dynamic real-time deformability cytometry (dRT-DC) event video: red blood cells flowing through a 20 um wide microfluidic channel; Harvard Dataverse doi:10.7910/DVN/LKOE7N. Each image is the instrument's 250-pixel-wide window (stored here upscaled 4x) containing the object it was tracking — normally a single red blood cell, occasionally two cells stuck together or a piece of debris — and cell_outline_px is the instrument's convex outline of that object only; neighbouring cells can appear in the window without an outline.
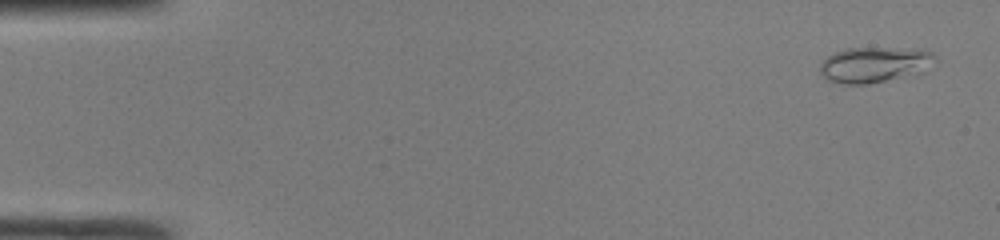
{"species": "common noctule bat (a hibernating species)", "species_latin": "Nyctalus noctula", "temperature_condition": "room temperature", "stored_images_in_passage": 48, "camera_frame_rate_fps": 3000, "um_per_image_px": 0.085, "animal": {"sex": "male", "body_mass_g": 19.0, "forearm_length_mm": 50.8}, "frame": {"image": 1, "passage_image": 2, "time_ms": 0.333, "image_size_px": [1000, 240], "cell_outline_px": [[940, 60], [924, 72], [916, 76], [868, 84], [844, 84], [828, 80], [820, 72], [820, 64], [828, 56], [836, 52], [848, 48], [924, 48], [932, 52]], "centroid_in_image_um": [74.48, 5.5], "position_along_channel_um": 10.5, "area_um2": 24.68}}
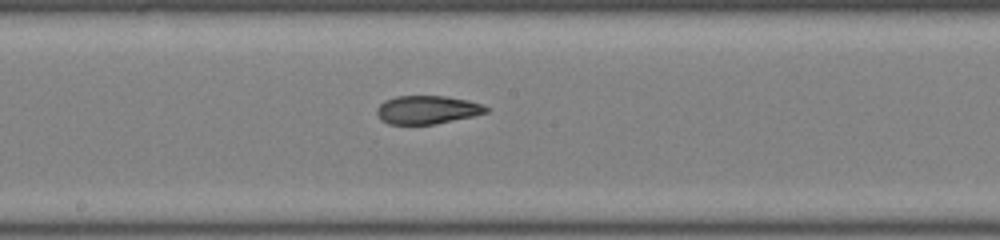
{"frame": {"image": 2, "passage_image": 26, "time_ms": 8.333, "image_size_px": [1000, 240], "cell_outline_px": [[488, 112], [472, 116], [436, 124], [388, 124], [380, 120], [376, 112], [376, 108], [384, 100], [396, 96], [444, 96], [468, 100], [480, 104], [488, 108]], "centroid_in_image_um": [36.26, 9.33], "position_along_channel_um": 211.9, "area_um2": 18.03}}
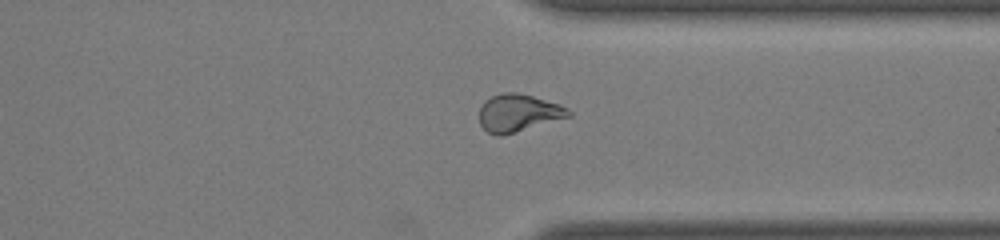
{"frame": {"image": 3, "passage_image": 37, "time_ms": 12.0, "image_size_px": [1000, 240], "cell_outline_px": [[572, 116], [500, 136], [496, 136], [488, 132], [480, 124], [480, 108], [484, 100], [492, 96], [504, 92], [512, 92], [532, 96], [568, 108], [572, 112]], "centroid_in_image_um": [44.04, 9.6], "position_along_channel_um": 367.4, "area_um2": 19.19}, "authors_computed_cell_mechanics": {"area_um2": 19.6809, "velocity_mm_per_s": 4.2288, "shape_relaxation_time_tau1_ms": null, "shape_relaxation_time_tau2_ms": 1.4399, "deformation_change_tau1": null, "deformation_change_tau2": 0.0638}}